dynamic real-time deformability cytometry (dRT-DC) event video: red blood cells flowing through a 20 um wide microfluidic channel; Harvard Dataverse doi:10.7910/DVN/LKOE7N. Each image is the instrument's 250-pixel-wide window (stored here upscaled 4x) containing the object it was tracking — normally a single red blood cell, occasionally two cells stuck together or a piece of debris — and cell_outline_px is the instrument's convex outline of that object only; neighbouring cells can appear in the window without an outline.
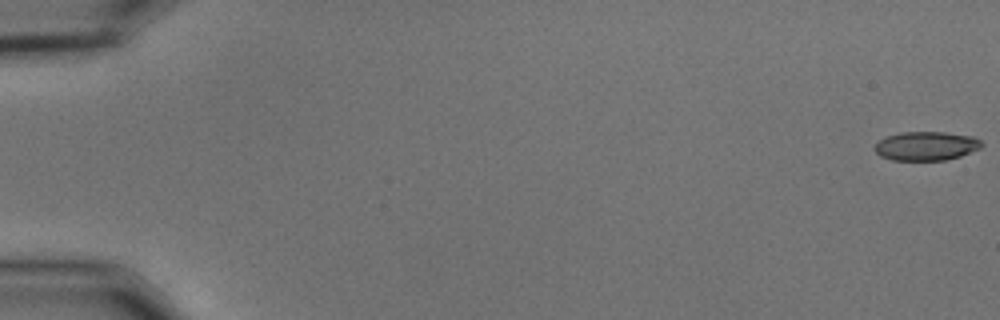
{"species": "common noctule bat (a hibernating species)", "species_latin": "Nyctalus noctula", "temperature_condition": "cold", "stored_images_in_passage": 57, "camera_frame_rate_fps": 3000, "um_per_image_px": 0.085, "animal": {"sex": "male", "body_mass_g": 15.6}, "frame": {"image": 1, "passage_image": 1, "time_ms": 0.0, "image_size_px": [1000, 320], "cell_outline_px": [[984, 144], [980, 148], [960, 156], [944, 160], [892, 160], [880, 156], [872, 148], [880, 140], [888, 136], [900, 132], [944, 132], [972, 136], [980, 140]], "centroid_in_image_um": [78.71, 12.41], "position_along_channel_um": 6.3, "area_um2": 17.98}}
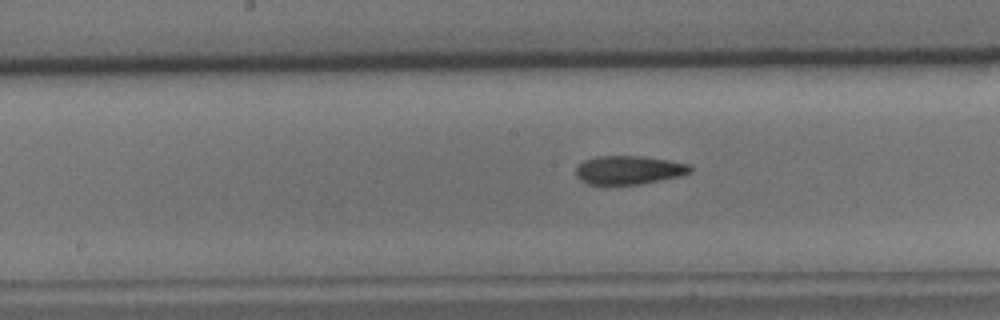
{"frame": {"image": 2, "passage_image": 30, "time_ms": 9.667, "image_size_px": [1000, 320], "cell_outline_px": [[692, 172], [680, 176], [640, 184], [588, 184], [580, 180], [576, 176], [576, 168], [584, 160], [596, 156], [644, 156], [692, 164]], "centroid_in_image_um": [53.48, 14.44], "position_along_channel_um": 194.7, "area_um2": 19.13}}
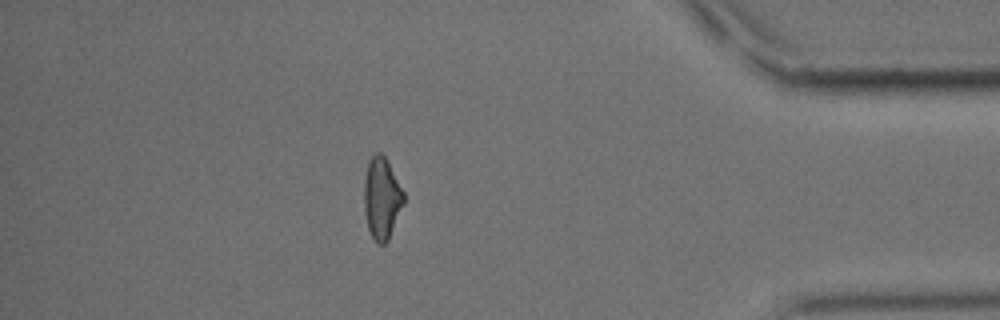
{"frame": {"image": 3, "passage_image": 50, "time_ms": 16.333, "image_size_px": [1000, 320], "cell_outline_px": [[404, 204], [388, 240], [384, 244], [376, 244], [368, 228], [364, 212], [364, 180], [368, 160], [376, 152], [380, 152], [384, 156], [404, 192]], "centroid_in_image_um": [32.44, 16.86], "position_along_channel_um": 402.8, "area_um2": 18.84}, "authors_computed_cell_mechanics": {"area_um2": 19.1896, "velocity_mm_per_s": 3.6373, "shape_relaxation_time_tau1_ms": 6.4409, "shape_relaxation_time_tau2_ms": 3.5006, "deformation_change_tau1": 0.1816, "deformation_change_tau2": 0.1233}}